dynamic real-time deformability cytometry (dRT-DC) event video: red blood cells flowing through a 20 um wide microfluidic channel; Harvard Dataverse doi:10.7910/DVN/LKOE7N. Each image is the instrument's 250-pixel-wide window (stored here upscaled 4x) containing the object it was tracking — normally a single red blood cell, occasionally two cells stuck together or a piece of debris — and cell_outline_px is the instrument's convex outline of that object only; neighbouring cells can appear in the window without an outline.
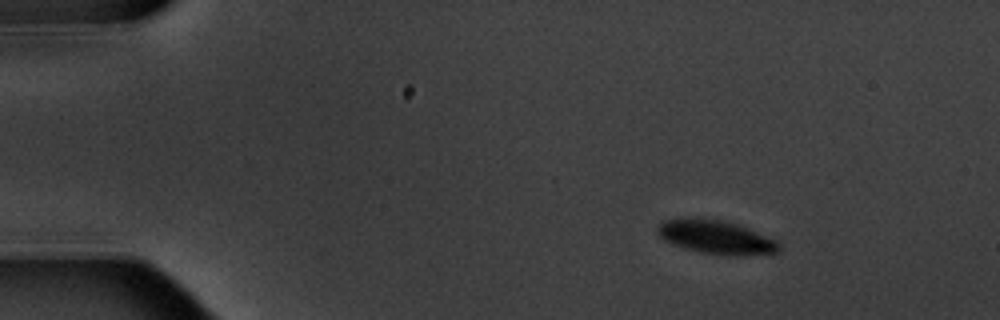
{"species": "common noctule bat (a hibernating species)", "species_latin": "Nyctalus noctula", "temperature_condition": "warm", "stored_images_in_passage": 7, "camera_frame_rate_fps": 3000, "um_per_image_px": 0.085, "animal": {"sex": "male", "body_mass_g": 20.1, "forearm_length_mm": 53.5}, "frame": {"image": 1, "passage_image": 2, "time_ms": 1.333, "image_size_px": [1000, 320], "cell_outline_px": [[780, 252], [744, 256], [728, 256], [700, 252], [684, 248], [672, 244], [664, 240], [656, 232], [656, 224], [664, 220], [724, 220], [748, 228], [776, 240], [780, 244]], "centroid_in_image_um": [60.89, 20.2], "position_along_channel_um": 24.1, "area_um2": 23.52}}
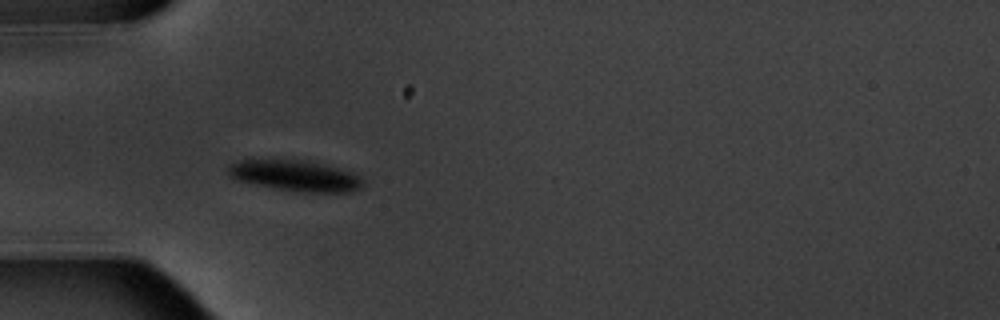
{"frame": {"image": 2, "passage_image": 5, "time_ms": 4.667, "image_size_px": [1000, 320], "cell_outline_px": [[364, 184], [360, 188], [352, 192], [292, 192], [232, 180], [228, 176], [228, 164], [248, 156], [252, 156], [308, 160], [340, 168], [352, 172], [360, 176], [364, 180]], "centroid_in_image_um": [24.97, 14.89], "position_along_channel_um": 60.0, "area_um2": 25.95}}
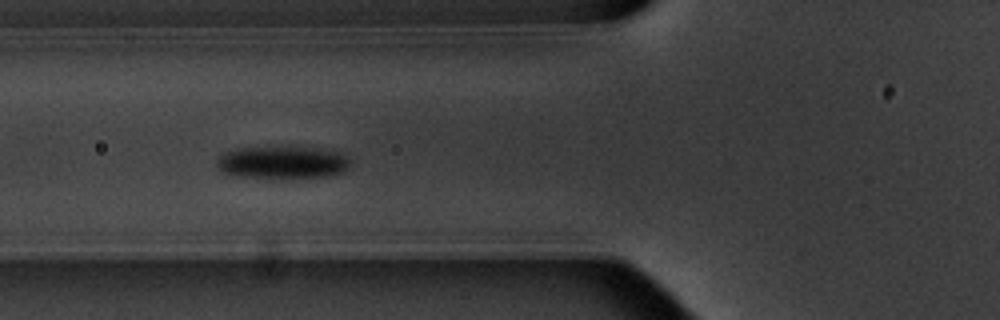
{"frame": {"image": 3, "passage_image": 6, "time_ms": 6.0, "image_size_px": [1000, 320], "cell_outline_px": [[348, 168], [344, 172], [332, 176], [288, 180], [236, 176], [224, 172], [216, 168], [216, 160], [224, 152], [236, 148], [312, 148], [336, 152], [348, 156]], "centroid_in_image_um": [23.99, 13.86], "position_along_channel_um": 101.8, "area_um2": 25.72}}